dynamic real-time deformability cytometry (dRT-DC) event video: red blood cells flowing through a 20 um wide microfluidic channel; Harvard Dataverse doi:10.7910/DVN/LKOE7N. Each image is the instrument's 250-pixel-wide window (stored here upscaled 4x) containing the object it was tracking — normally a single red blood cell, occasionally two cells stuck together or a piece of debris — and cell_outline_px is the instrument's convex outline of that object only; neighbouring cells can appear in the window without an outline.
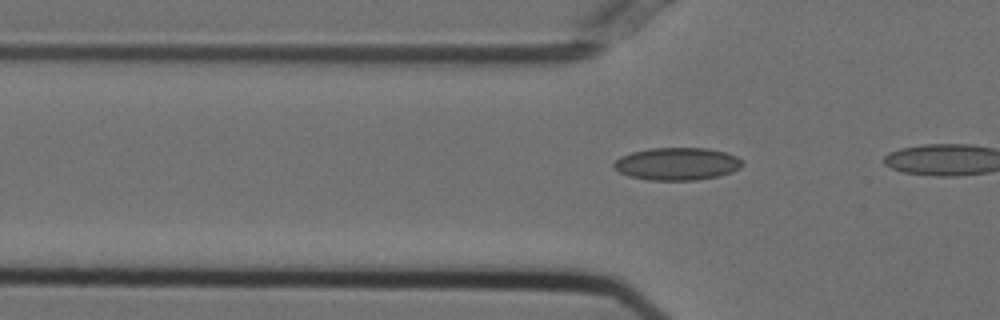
{"species": "Egyptian fruit bat (a non-hibernating species)", "species_latin": "Rousettus aegyptiacus", "temperature_condition": "cold", "stored_images_in_passage": 7, "camera_frame_rate_fps": 3000, "um_per_image_px": 0.085, "animal": {"sex": "female"}, "frame": {"image": 1, "passage_image": 4, "time_ms": 1.0, "image_size_px": [1000, 320], "cell_outline_px": [[744, 164], [740, 168], [732, 172], [716, 176], [696, 180], [648, 180], [628, 176], [620, 172], [612, 164], [620, 156], [632, 152], [652, 148], [708, 148], [724, 152], [736, 156], [744, 160]], "centroid_in_image_um": [57.57, 13.92], "position_along_channel_um": 68.2, "area_um2": 24.39}}